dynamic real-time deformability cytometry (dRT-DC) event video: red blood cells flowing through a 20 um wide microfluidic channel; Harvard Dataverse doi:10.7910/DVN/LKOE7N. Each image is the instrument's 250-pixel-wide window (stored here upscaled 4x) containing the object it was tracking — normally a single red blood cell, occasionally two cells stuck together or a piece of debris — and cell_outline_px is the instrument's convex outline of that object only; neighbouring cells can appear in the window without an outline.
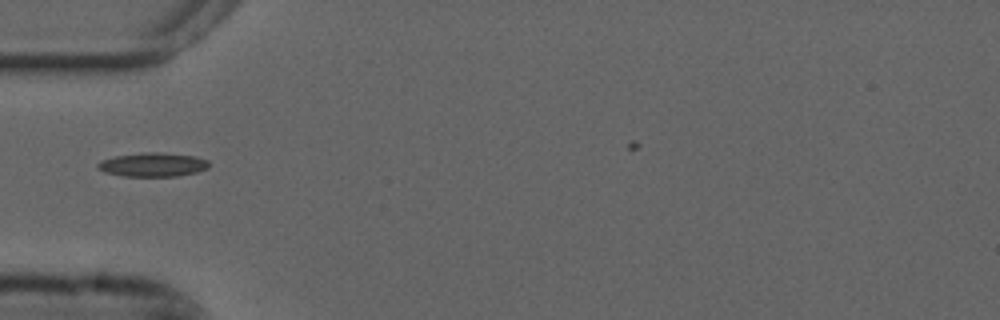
{"species": "common noctule bat (a hibernating species)", "species_latin": "Nyctalus noctula", "temperature_condition": "cold", "stored_images_in_passage": 33, "camera_frame_rate_fps": 3000, "um_per_image_px": 0.085, "animal": {"sex": "male", "forearm_length_mm": 52.5}, "frame": {"image": 1, "passage_image": 1, "time_ms": 0.0, "image_size_px": [1000, 320], "cell_outline_px": [[208, 168], [196, 172], [176, 176], [124, 176], [104, 172], [96, 168], [96, 164], [100, 160], [116, 156], [144, 152], [160, 152], [196, 156], [208, 160]], "centroid_in_image_um": [12.96, 13.99], "position_along_channel_um": 72.0, "area_um2": 15.55}}
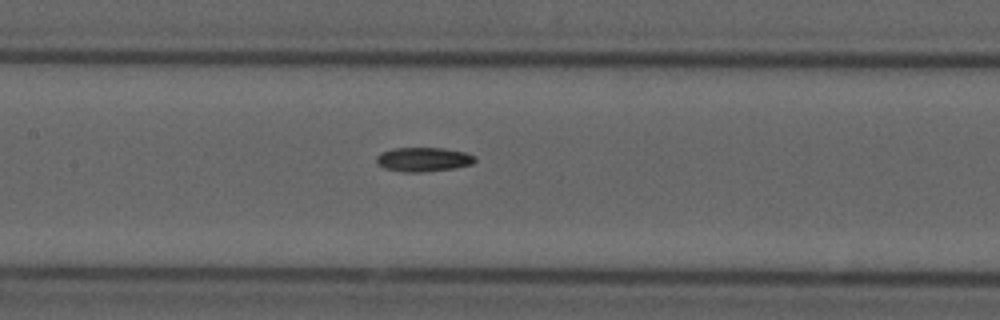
{"frame": {"image": 2, "passage_image": 9, "time_ms": 2.667, "image_size_px": [1000, 320], "cell_outline_px": [[476, 160], [472, 164], [452, 168], [420, 172], [404, 172], [384, 168], [376, 164], [376, 156], [380, 152], [392, 148], [444, 148], [464, 152], [476, 156]], "centroid_in_image_um": [35.94, 13.54], "position_along_channel_um": 171.5, "area_um2": 13.93}}
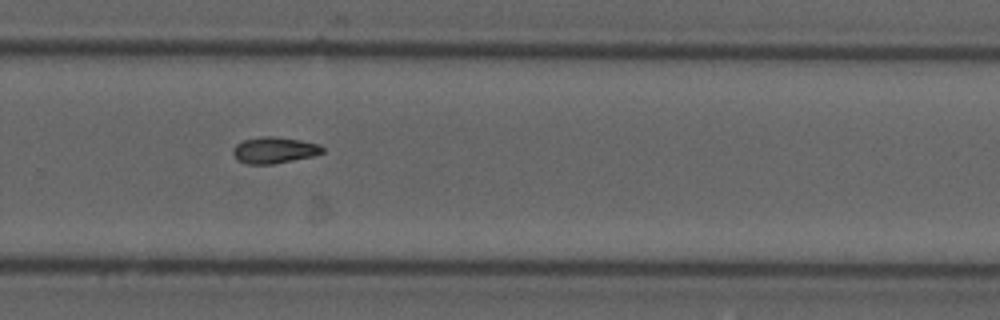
{"frame": {"image": 3, "passage_image": 20, "time_ms": 6.333, "image_size_px": [1000, 320], "cell_outline_px": [[324, 152], [312, 156], [272, 164], [248, 164], [236, 160], [232, 152], [232, 148], [236, 144], [244, 140], [260, 136], [272, 136], [300, 140], [320, 144], [324, 148]], "centroid_in_image_um": [23.28, 12.76], "position_along_channel_um": 306.5, "area_um2": 13.76}, "authors_computed_cell_mechanics": {"area_um2": 13.4096, "velocity_mm_per_s": 3.7054, "shape_relaxation_time_tau1_ms": null, "shape_relaxation_time_tau2_ms": 9.0706, "deformation_change_tau1": null, "deformation_change_tau2": 0.1701}}